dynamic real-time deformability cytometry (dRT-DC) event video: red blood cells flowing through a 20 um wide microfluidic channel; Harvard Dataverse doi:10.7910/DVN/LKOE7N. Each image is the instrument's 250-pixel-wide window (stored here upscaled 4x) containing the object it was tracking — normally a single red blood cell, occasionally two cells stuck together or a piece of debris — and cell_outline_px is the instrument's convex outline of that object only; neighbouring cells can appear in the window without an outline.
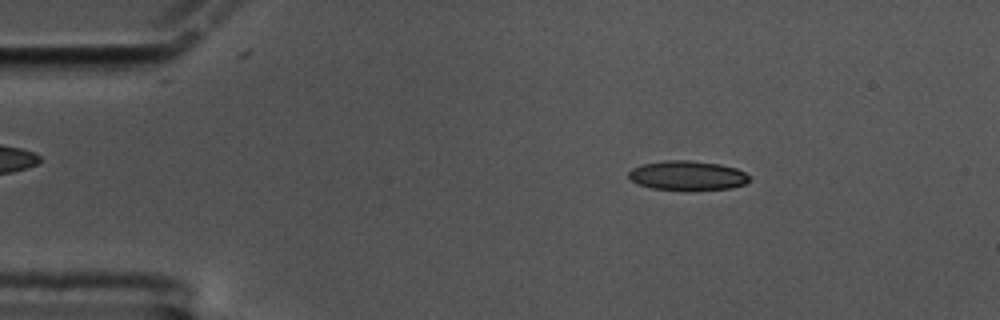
{"species": "common noctule bat (a hibernating species)", "species_latin": "Nyctalus noctula", "temperature_condition": "cold", "stored_images_in_passage": 55, "camera_frame_rate_fps": 3000, "um_per_image_px": 0.085, "animal": {"sex": "male", "body_mass_g": 17.5, "forearm_length_mm": 52.3}, "frame": {"image": 1, "passage_image": 6, "time_ms": 1.667, "image_size_px": [1000, 320], "cell_outline_px": [[748, 180], [744, 184], [732, 188], [652, 188], [640, 184], [632, 180], [628, 176], [628, 172], [632, 168], [644, 164], [664, 160], [688, 160], [720, 164], [736, 168], [744, 172], [748, 176]], "centroid_in_image_um": [58.42, 14.88], "position_along_channel_um": 26.6, "area_um2": 19.88}}
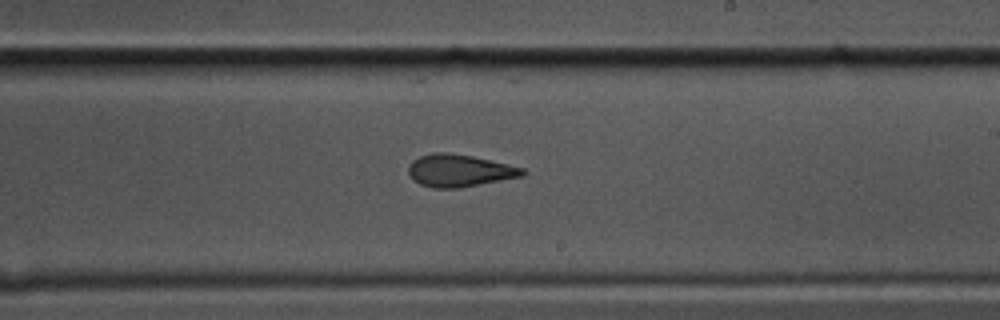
{"frame": {"image": 2, "passage_image": 31, "time_ms": 10.0, "image_size_px": [1000, 320], "cell_outline_px": [[528, 172], [524, 176], [460, 188], [432, 188], [420, 184], [412, 180], [408, 172], [408, 164], [412, 160], [420, 156], [432, 152], [448, 152], [472, 156], [508, 164], [524, 168]], "centroid_in_image_um": [39.04, 14.5], "position_along_channel_um": 250.0, "area_um2": 21.79}}
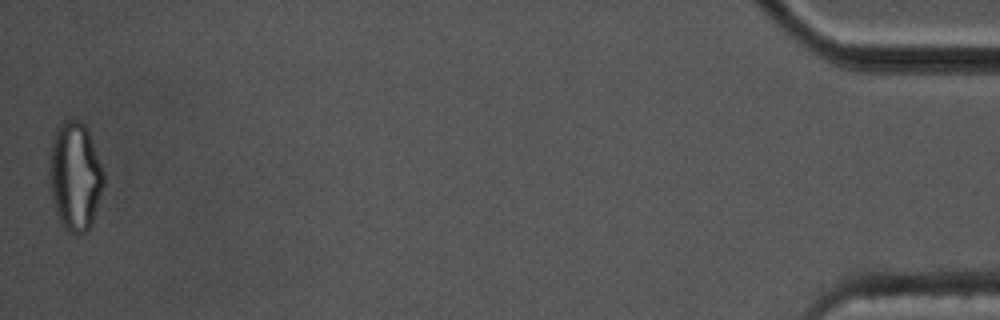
{"frame": {"image": 3, "passage_image": 55, "time_ms": 18.0, "image_size_px": [1000, 320], "cell_outline_px": [[104, 184], [92, 224], [88, 232], [80, 236], [76, 236], [64, 228], [60, 224], [52, 200], [48, 176], [48, 152], [56, 128], [64, 120], [80, 120], [84, 124], [88, 132], [104, 172]], "centroid_in_image_um": [6.35, 15.03], "position_along_channel_um": 428.9, "area_um2": 35.03}, "authors_computed_cell_mechanics": {"area_um2": 21.6172, "velocity_mm_per_s": 3.4051, "shape_relaxation_time_tau1_ms": 9.9908, "shape_relaxation_time_tau2_ms": 3.3292, "deformation_change_tau1": 0.211, "deformation_change_tau2": 0.0975}}